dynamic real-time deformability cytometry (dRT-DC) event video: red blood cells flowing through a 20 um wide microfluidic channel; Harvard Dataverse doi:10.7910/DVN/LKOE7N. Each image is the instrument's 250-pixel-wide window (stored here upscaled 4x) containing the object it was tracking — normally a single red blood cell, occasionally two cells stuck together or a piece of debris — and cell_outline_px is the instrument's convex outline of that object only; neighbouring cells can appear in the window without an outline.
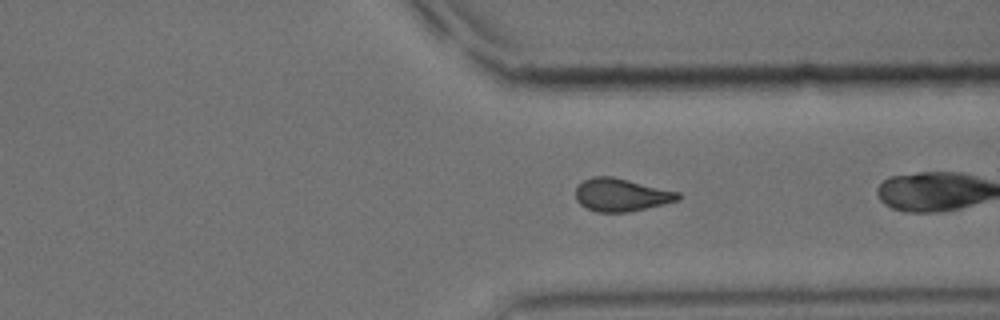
{"species": "common noctule bat (a hibernating species)", "species_latin": "Nyctalus noctula", "temperature_condition": "cold", "stored_images_in_passage": 40, "camera_frame_rate_fps": 3000, "um_per_image_px": 0.085, "animal": {"sex": "male", "body_mass_g": 15.6}, "frame": {"image": 1, "passage_image": 37, "time_ms": 12.0, "image_size_px": [1000, 320], "cell_outline_px": [[684, 196], [680, 200], [628, 212], [596, 212], [584, 208], [576, 200], [576, 188], [584, 180], [592, 176], [612, 176], [680, 192]], "centroid_in_image_um": [52.82, 16.57], "position_along_channel_um": 358.6, "area_um2": 19.77}}